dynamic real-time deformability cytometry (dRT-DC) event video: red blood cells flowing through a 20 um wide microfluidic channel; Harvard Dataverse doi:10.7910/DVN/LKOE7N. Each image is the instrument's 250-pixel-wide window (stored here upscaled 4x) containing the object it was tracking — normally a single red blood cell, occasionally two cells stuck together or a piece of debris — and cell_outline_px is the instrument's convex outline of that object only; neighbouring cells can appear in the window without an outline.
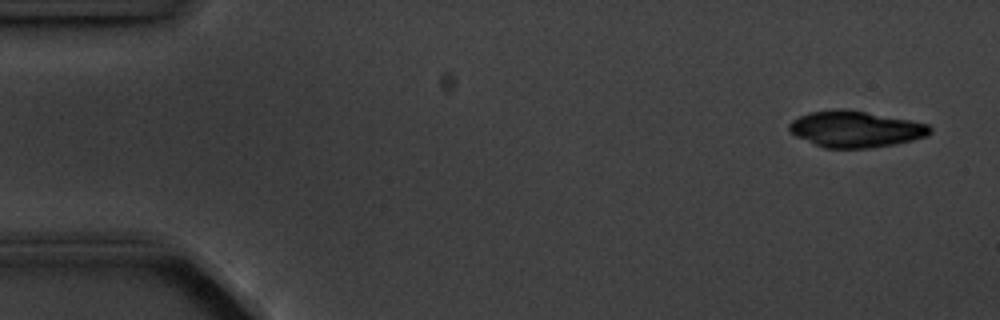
{"species": "common noctule bat (a hibernating species)", "species_latin": "Nyctalus noctula", "temperature_condition": "cold", "stored_images_in_passage": 5, "camera_frame_rate_fps": 3000, "um_per_image_px": 0.085, "animal": {"sex": "male", "body_mass_g": 20.1, "forearm_length_mm": 53.5}, "frame": {"image": 1, "passage_image": 1, "time_ms": 0.0, "image_size_px": [1000, 320], "cell_outline_px": [[932, 132], [928, 136], [912, 140], [872, 148], [824, 148], [796, 136], [788, 128], [788, 124], [792, 120], [808, 112], [840, 108], [844, 108], [908, 120], [928, 124], [932, 128]], "centroid_in_image_um": [72.7, 10.97], "position_along_channel_um": 12.3, "area_um2": 29.65}}